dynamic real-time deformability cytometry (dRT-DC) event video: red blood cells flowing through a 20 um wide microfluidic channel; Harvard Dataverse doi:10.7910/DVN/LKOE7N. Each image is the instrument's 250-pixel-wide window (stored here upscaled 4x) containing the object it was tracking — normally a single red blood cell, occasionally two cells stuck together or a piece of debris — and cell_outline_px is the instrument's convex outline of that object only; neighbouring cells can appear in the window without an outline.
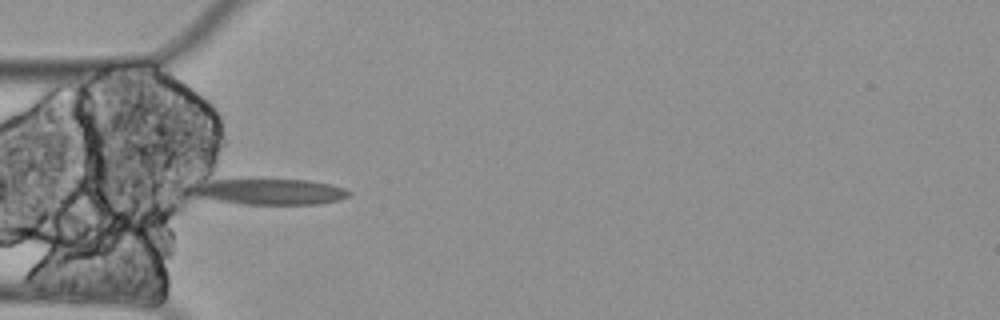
{"species": "Egyptian fruit bat (a non-hibernating species)", "species_latin": "Rousettus aegyptiacus", "temperature_condition": "cold", "stored_images_in_passage": 9, "camera_frame_rate_fps": 3000, "um_per_image_px": 0.085, "animal": {"sex": "female"}, "frame": {"image": 1, "passage_image": 4, "time_ms": 1.0, "image_size_px": [1000, 320], "cell_outline_px": [[352, 192], [348, 196], [340, 200], [320, 204], [244, 204], [192, 196], [200, 188], [212, 180], [308, 180], [332, 184], [344, 188]], "centroid_in_image_um": [23.15, 16.31], "position_along_channel_um": 61.8, "area_um2": 22.83}}
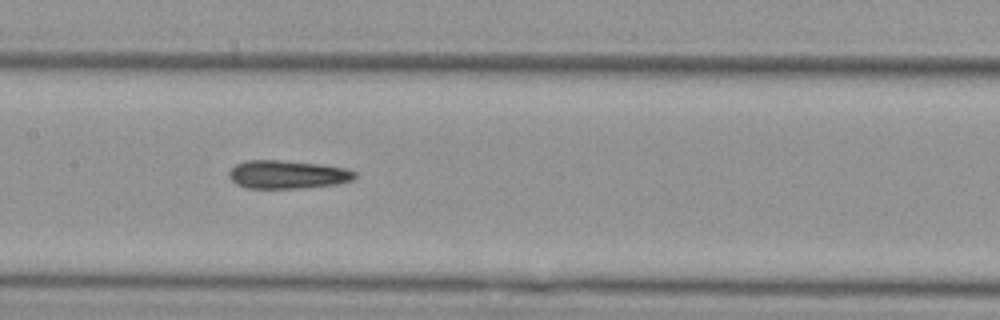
{"frame": {"image": 2, "passage_image": 7, "time_ms": 2.0, "image_size_px": [1000, 320], "cell_outline_px": [[356, 176], [352, 180], [340, 184], [300, 188], [248, 188], [236, 184], [228, 176], [228, 172], [236, 164], [248, 160], [280, 160], [320, 164], [344, 168], [356, 172]], "centroid_in_image_um": [24.43, 14.83], "position_along_channel_um": 183.0, "area_um2": 20.75}}
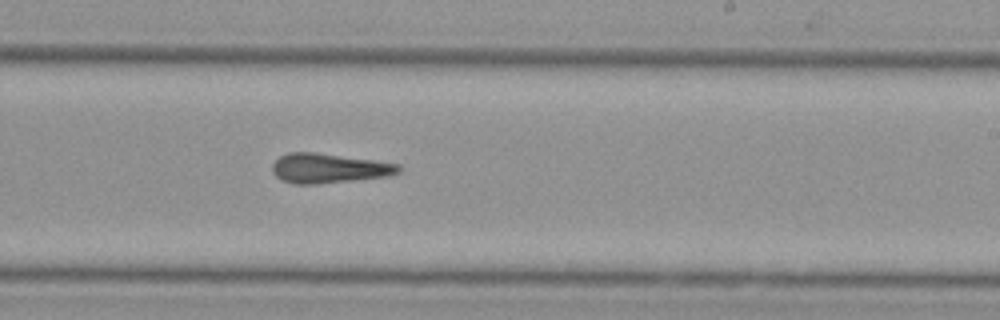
{"frame": {"image": 3, "passage_image": 9, "time_ms": 2.667, "image_size_px": [1000, 320], "cell_outline_px": [[400, 172], [388, 176], [316, 184], [296, 184], [284, 180], [276, 176], [272, 172], [272, 164], [280, 156], [288, 152], [312, 152], [372, 160], [400, 164]], "centroid_in_image_um": [27.93, 14.3], "position_along_channel_um": 261.1, "area_um2": 21.5}}